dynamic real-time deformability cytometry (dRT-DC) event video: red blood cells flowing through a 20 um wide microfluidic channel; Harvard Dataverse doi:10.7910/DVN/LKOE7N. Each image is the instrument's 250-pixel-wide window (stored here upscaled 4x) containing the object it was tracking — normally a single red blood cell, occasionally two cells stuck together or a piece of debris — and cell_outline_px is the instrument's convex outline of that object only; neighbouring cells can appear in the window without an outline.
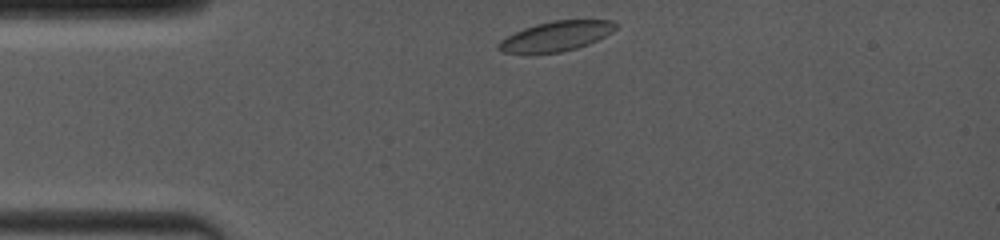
{"species": "common noctule bat (a hibernating species)", "species_latin": "Nyctalus noctula", "temperature_condition": "room temperature", "stored_images_in_passage": 35, "camera_frame_rate_fps": 4000, "um_per_image_px": 0.085, "animal": {"sex": "female", "body_mass_g": 19.0, "forearm_length_mm": 53.3}, "frame": {"image": 1, "passage_image": 2, "time_ms": 0.25, "image_size_px": [1000, 240], "cell_outline_px": [[620, 24], [612, 32], [588, 44], [576, 48], [560, 52], [500, 52], [496, 48], [496, 44], [500, 40], [524, 28], [536, 24], [552, 20], [612, 20]], "centroid_in_image_um": [47.29, 3.05], "position_along_channel_um": 37.7, "area_um2": 20.11}}
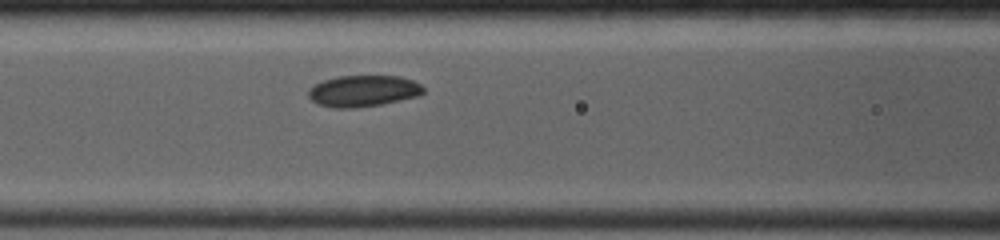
{"frame": {"image": 2, "passage_image": 24, "time_ms": 3.5, "image_size_px": [1000, 240], "cell_outline_px": [[424, 92], [420, 96], [380, 104], [352, 108], [332, 108], [316, 104], [308, 96], [308, 88], [324, 80], [340, 76], [400, 76], [412, 80], [420, 84], [424, 88]], "centroid_in_image_um": [30.87, 7.74], "position_along_channel_um": 135.7, "area_um2": 21.04}}
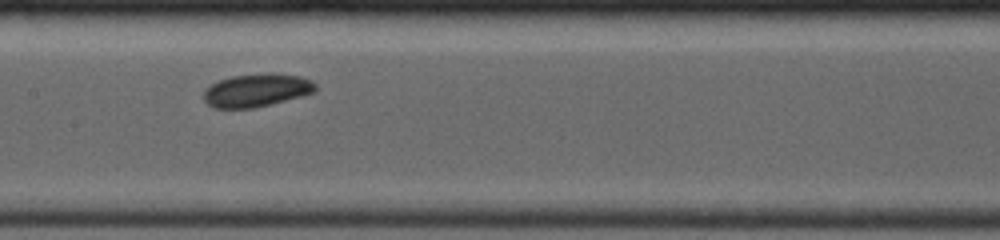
{"frame": {"image": 3, "passage_image": 34, "time_ms": 4.75, "image_size_px": [1000, 240], "cell_outline_px": [[316, 92], [272, 104], [252, 108], [212, 108], [204, 100], [204, 92], [212, 84], [220, 80], [232, 76], [268, 72], [300, 76], [312, 80], [316, 84]], "centroid_in_image_um": [21.85, 7.67], "position_along_channel_um": 185.6, "area_um2": 21.62}}